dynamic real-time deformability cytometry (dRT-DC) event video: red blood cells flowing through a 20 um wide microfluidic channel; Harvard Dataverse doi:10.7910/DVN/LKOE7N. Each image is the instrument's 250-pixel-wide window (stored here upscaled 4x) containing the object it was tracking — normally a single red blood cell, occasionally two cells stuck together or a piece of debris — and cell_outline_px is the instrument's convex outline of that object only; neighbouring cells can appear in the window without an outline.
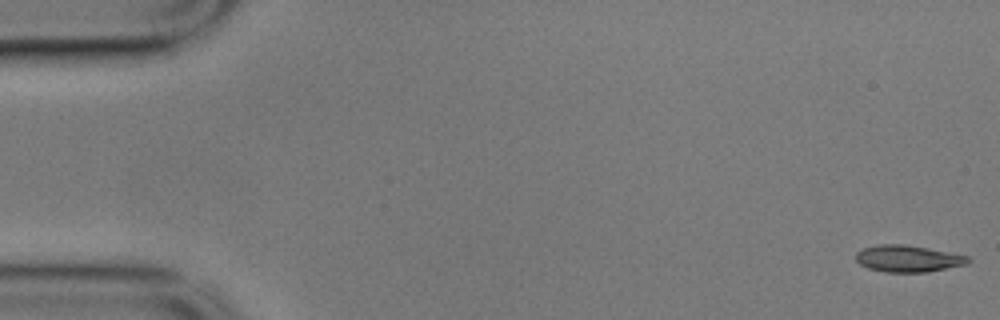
{"species": "common noctule bat (a hibernating species)", "species_latin": "Nyctalus noctula", "temperature_condition": "cold", "stored_images_in_passage": 56, "camera_frame_rate_fps": 3000, "um_per_image_px": 0.085, "animal": {"sex": "male", "body_mass_g": 17.9}, "frame": {"image": 1, "passage_image": 1, "time_ms": 0.0, "image_size_px": [1000, 320], "cell_outline_px": [[972, 260], [968, 264], [928, 272], [884, 272], [868, 268], [860, 264], [856, 260], [856, 252], [864, 248], [876, 244], [904, 244], [928, 248], [968, 256]], "centroid_in_image_um": [77.19, 21.98], "position_along_channel_um": 7.8, "area_um2": 17.57}}
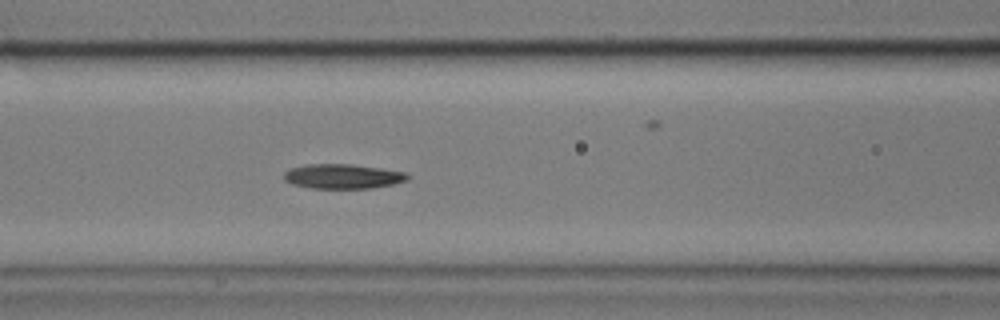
{"frame": {"image": 2, "passage_image": 23, "time_ms": 7.333, "image_size_px": [1000, 320], "cell_outline_px": [[412, 176], [408, 180], [392, 184], [372, 188], [308, 188], [292, 184], [284, 180], [284, 172], [292, 168], [308, 164], [352, 164], [380, 168], [404, 172]], "centroid_in_image_um": [29.14, 14.99], "position_along_channel_um": 137.5, "area_um2": 17.74}}
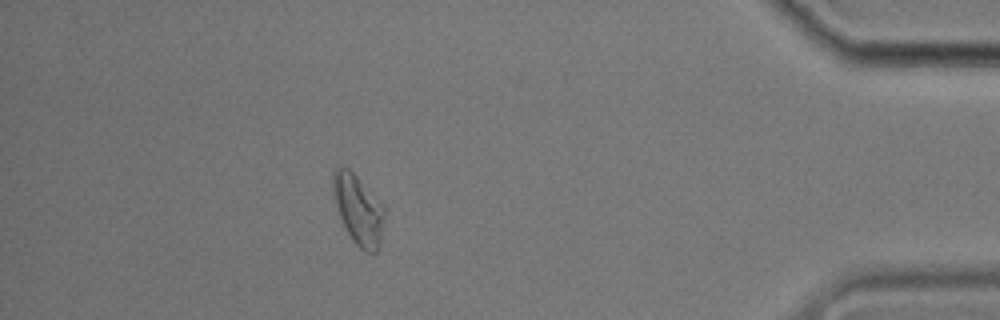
{"frame": {"image": 3, "passage_image": 50, "time_ms": 16.333, "image_size_px": [1000, 320], "cell_outline_px": [[384, 220], [380, 244], [376, 252], [364, 252], [352, 240], [340, 216], [336, 204], [332, 188], [332, 172], [340, 164], [348, 168], [384, 204]], "centroid_in_image_um": [30.46, 17.79], "position_along_channel_um": 404.7, "area_um2": 20.87}, "authors_computed_cell_mechanics": {"area_um2": 18.1781, "velocity_mm_per_s": 3.4962, "shape_relaxation_time_tau1_ms": 4.9615, "shape_relaxation_time_tau2_ms": 5.6194, "deformation_change_tau1": 0.1308, "deformation_change_tau2": 0.128}}